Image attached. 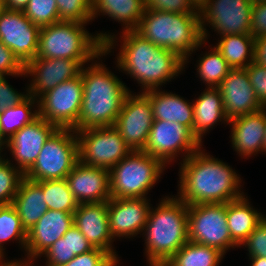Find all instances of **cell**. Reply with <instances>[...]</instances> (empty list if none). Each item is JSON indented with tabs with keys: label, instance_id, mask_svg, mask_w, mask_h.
Listing matches in <instances>:
<instances>
[{
	"label": "cell",
	"instance_id": "obj_1",
	"mask_svg": "<svg viewBox=\"0 0 266 266\" xmlns=\"http://www.w3.org/2000/svg\"><path fill=\"white\" fill-rule=\"evenodd\" d=\"M177 195L187 205L227 203L244 196L241 178L220 159L201 148L181 162Z\"/></svg>",
	"mask_w": 266,
	"mask_h": 266
},
{
	"label": "cell",
	"instance_id": "obj_2",
	"mask_svg": "<svg viewBox=\"0 0 266 266\" xmlns=\"http://www.w3.org/2000/svg\"><path fill=\"white\" fill-rule=\"evenodd\" d=\"M120 37L123 44L117 66L136 79L143 92L159 89L183 71L184 59L176 52L157 47L135 30L122 32Z\"/></svg>",
	"mask_w": 266,
	"mask_h": 266
},
{
	"label": "cell",
	"instance_id": "obj_3",
	"mask_svg": "<svg viewBox=\"0 0 266 266\" xmlns=\"http://www.w3.org/2000/svg\"><path fill=\"white\" fill-rule=\"evenodd\" d=\"M96 62L81 68L83 99L78 130L114 126L125 98L132 92L102 63Z\"/></svg>",
	"mask_w": 266,
	"mask_h": 266
},
{
	"label": "cell",
	"instance_id": "obj_4",
	"mask_svg": "<svg viewBox=\"0 0 266 266\" xmlns=\"http://www.w3.org/2000/svg\"><path fill=\"white\" fill-rule=\"evenodd\" d=\"M143 231L149 266H163L189 241L188 205L177 196H166L150 208Z\"/></svg>",
	"mask_w": 266,
	"mask_h": 266
},
{
	"label": "cell",
	"instance_id": "obj_5",
	"mask_svg": "<svg viewBox=\"0 0 266 266\" xmlns=\"http://www.w3.org/2000/svg\"><path fill=\"white\" fill-rule=\"evenodd\" d=\"M87 23L59 21L40 28L36 57L50 59L94 60L110 53L116 36L105 33L92 35ZM100 56V57H99Z\"/></svg>",
	"mask_w": 266,
	"mask_h": 266
},
{
	"label": "cell",
	"instance_id": "obj_6",
	"mask_svg": "<svg viewBox=\"0 0 266 266\" xmlns=\"http://www.w3.org/2000/svg\"><path fill=\"white\" fill-rule=\"evenodd\" d=\"M157 47L176 52L188 63L189 55L202 47L200 13H171L146 9L135 30Z\"/></svg>",
	"mask_w": 266,
	"mask_h": 266
},
{
	"label": "cell",
	"instance_id": "obj_7",
	"mask_svg": "<svg viewBox=\"0 0 266 266\" xmlns=\"http://www.w3.org/2000/svg\"><path fill=\"white\" fill-rule=\"evenodd\" d=\"M164 169L165 164L158 158L142 150L131 151L109 170L111 197L147 198Z\"/></svg>",
	"mask_w": 266,
	"mask_h": 266
},
{
	"label": "cell",
	"instance_id": "obj_8",
	"mask_svg": "<svg viewBox=\"0 0 266 266\" xmlns=\"http://www.w3.org/2000/svg\"><path fill=\"white\" fill-rule=\"evenodd\" d=\"M79 161L73 129H57L43 145L35 163L24 173L33 181L66 179Z\"/></svg>",
	"mask_w": 266,
	"mask_h": 266
},
{
	"label": "cell",
	"instance_id": "obj_9",
	"mask_svg": "<svg viewBox=\"0 0 266 266\" xmlns=\"http://www.w3.org/2000/svg\"><path fill=\"white\" fill-rule=\"evenodd\" d=\"M189 241L216 248L223 255L230 247H240L227 225L226 203L188 205Z\"/></svg>",
	"mask_w": 266,
	"mask_h": 266
},
{
	"label": "cell",
	"instance_id": "obj_10",
	"mask_svg": "<svg viewBox=\"0 0 266 266\" xmlns=\"http://www.w3.org/2000/svg\"><path fill=\"white\" fill-rule=\"evenodd\" d=\"M79 161L110 170L132 150L114 126L76 130Z\"/></svg>",
	"mask_w": 266,
	"mask_h": 266
},
{
	"label": "cell",
	"instance_id": "obj_11",
	"mask_svg": "<svg viewBox=\"0 0 266 266\" xmlns=\"http://www.w3.org/2000/svg\"><path fill=\"white\" fill-rule=\"evenodd\" d=\"M83 99V82L80 74L58 84L38 99L39 117L58 129L78 130V118Z\"/></svg>",
	"mask_w": 266,
	"mask_h": 266
},
{
	"label": "cell",
	"instance_id": "obj_12",
	"mask_svg": "<svg viewBox=\"0 0 266 266\" xmlns=\"http://www.w3.org/2000/svg\"><path fill=\"white\" fill-rule=\"evenodd\" d=\"M200 148L202 144L187 126L178 122L154 119L147 143L142 151L158 158L166 165L172 162L180 151L186 154L183 159L185 160Z\"/></svg>",
	"mask_w": 266,
	"mask_h": 266
},
{
	"label": "cell",
	"instance_id": "obj_13",
	"mask_svg": "<svg viewBox=\"0 0 266 266\" xmlns=\"http://www.w3.org/2000/svg\"><path fill=\"white\" fill-rule=\"evenodd\" d=\"M252 4L251 0H209L200 10L203 40L206 41L208 36L206 22L220 37L227 34H250Z\"/></svg>",
	"mask_w": 266,
	"mask_h": 266
},
{
	"label": "cell",
	"instance_id": "obj_14",
	"mask_svg": "<svg viewBox=\"0 0 266 266\" xmlns=\"http://www.w3.org/2000/svg\"><path fill=\"white\" fill-rule=\"evenodd\" d=\"M130 92L124 100L114 127L132 151L143 150L154 122L152 105L143 93Z\"/></svg>",
	"mask_w": 266,
	"mask_h": 266
},
{
	"label": "cell",
	"instance_id": "obj_15",
	"mask_svg": "<svg viewBox=\"0 0 266 266\" xmlns=\"http://www.w3.org/2000/svg\"><path fill=\"white\" fill-rule=\"evenodd\" d=\"M40 27L34 25L23 11L4 9L0 14V41L25 65L39 49Z\"/></svg>",
	"mask_w": 266,
	"mask_h": 266
},
{
	"label": "cell",
	"instance_id": "obj_16",
	"mask_svg": "<svg viewBox=\"0 0 266 266\" xmlns=\"http://www.w3.org/2000/svg\"><path fill=\"white\" fill-rule=\"evenodd\" d=\"M91 61L94 63V60L35 57L24 65L25 75L34 76L26 91L29 96L38 99L44 93L55 88L58 84L77 77L84 64Z\"/></svg>",
	"mask_w": 266,
	"mask_h": 266
},
{
	"label": "cell",
	"instance_id": "obj_17",
	"mask_svg": "<svg viewBox=\"0 0 266 266\" xmlns=\"http://www.w3.org/2000/svg\"><path fill=\"white\" fill-rule=\"evenodd\" d=\"M217 88L228 120L264 108L251 86L246 68L231 69Z\"/></svg>",
	"mask_w": 266,
	"mask_h": 266
},
{
	"label": "cell",
	"instance_id": "obj_18",
	"mask_svg": "<svg viewBox=\"0 0 266 266\" xmlns=\"http://www.w3.org/2000/svg\"><path fill=\"white\" fill-rule=\"evenodd\" d=\"M146 198H113L107 202L110 233L113 238L134 237L143 232L150 212Z\"/></svg>",
	"mask_w": 266,
	"mask_h": 266
},
{
	"label": "cell",
	"instance_id": "obj_19",
	"mask_svg": "<svg viewBox=\"0 0 266 266\" xmlns=\"http://www.w3.org/2000/svg\"><path fill=\"white\" fill-rule=\"evenodd\" d=\"M57 129L54 124L38 117L6 141V148L11 151L17 168L25 173L35 163L43 145Z\"/></svg>",
	"mask_w": 266,
	"mask_h": 266
},
{
	"label": "cell",
	"instance_id": "obj_20",
	"mask_svg": "<svg viewBox=\"0 0 266 266\" xmlns=\"http://www.w3.org/2000/svg\"><path fill=\"white\" fill-rule=\"evenodd\" d=\"M66 180L79 204L108 202L111 199L110 171L107 169L88 166L78 161Z\"/></svg>",
	"mask_w": 266,
	"mask_h": 266
},
{
	"label": "cell",
	"instance_id": "obj_21",
	"mask_svg": "<svg viewBox=\"0 0 266 266\" xmlns=\"http://www.w3.org/2000/svg\"><path fill=\"white\" fill-rule=\"evenodd\" d=\"M74 225L94 248L107 251L117 262V254L112 248L107 202L80 203L73 213Z\"/></svg>",
	"mask_w": 266,
	"mask_h": 266
},
{
	"label": "cell",
	"instance_id": "obj_22",
	"mask_svg": "<svg viewBox=\"0 0 266 266\" xmlns=\"http://www.w3.org/2000/svg\"><path fill=\"white\" fill-rule=\"evenodd\" d=\"M73 213L48 209L27 232V259L35 260L60 239L74 225Z\"/></svg>",
	"mask_w": 266,
	"mask_h": 266
},
{
	"label": "cell",
	"instance_id": "obj_23",
	"mask_svg": "<svg viewBox=\"0 0 266 266\" xmlns=\"http://www.w3.org/2000/svg\"><path fill=\"white\" fill-rule=\"evenodd\" d=\"M231 124L232 145L240 155L249 157L263 152L266 126V108L235 117L228 121Z\"/></svg>",
	"mask_w": 266,
	"mask_h": 266
},
{
	"label": "cell",
	"instance_id": "obj_24",
	"mask_svg": "<svg viewBox=\"0 0 266 266\" xmlns=\"http://www.w3.org/2000/svg\"><path fill=\"white\" fill-rule=\"evenodd\" d=\"M150 100L153 117L157 120L178 122L191 131L194 121L193 102H188L179 95L152 89L143 92Z\"/></svg>",
	"mask_w": 266,
	"mask_h": 266
},
{
	"label": "cell",
	"instance_id": "obj_25",
	"mask_svg": "<svg viewBox=\"0 0 266 266\" xmlns=\"http://www.w3.org/2000/svg\"><path fill=\"white\" fill-rule=\"evenodd\" d=\"M205 90L193 102L194 121L192 133L201 144L203 135L210 128L213 129V125L222 120L224 123L229 121L225 116L220 90L208 87Z\"/></svg>",
	"mask_w": 266,
	"mask_h": 266
},
{
	"label": "cell",
	"instance_id": "obj_26",
	"mask_svg": "<svg viewBox=\"0 0 266 266\" xmlns=\"http://www.w3.org/2000/svg\"><path fill=\"white\" fill-rule=\"evenodd\" d=\"M42 187L33 180L23 178L12 205L15 207L23 228L30 231L48 210Z\"/></svg>",
	"mask_w": 266,
	"mask_h": 266
},
{
	"label": "cell",
	"instance_id": "obj_27",
	"mask_svg": "<svg viewBox=\"0 0 266 266\" xmlns=\"http://www.w3.org/2000/svg\"><path fill=\"white\" fill-rule=\"evenodd\" d=\"M226 217L231 238L241 247L265 216L253 209L248 199L242 196L226 203Z\"/></svg>",
	"mask_w": 266,
	"mask_h": 266
},
{
	"label": "cell",
	"instance_id": "obj_28",
	"mask_svg": "<svg viewBox=\"0 0 266 266\" xmlns=\"http://www.w3.org/2000/svg\"><path fill=\"white\" fill-rule=\"evenodd\" d=\"M144 11V0H93L91 15L93 20L102 13L123 22L125 32L137 29Z\"/></svg>",
	"mask_w": 266,
	"mask_h": 266
},
{
	"label": "cell",
	"instance_id": "obj_29",
	"mask_svg": "<svg viewBox=\"0 0 266 266\" xmlns=\"http://www.w3.org/2000/svg\"><path fill=\"white\" fill-rule=\"evenodd\" d=\"M255 38L250 34H227L215 46L232 69L246 68L254 61Z\"/></svg>",
	"mask_w": 266,
	"mask_h": 266
},
{
	"label": "cell",
	"instance_id": "obj_30",
	"mask_svg": "<svg viewBox=\"0 0 266 266\" xmlns=\"http://www.w3.org/2000/svg\"><path fill=\"white\" fill-rule=\"evenodd\" d=\"M223 256L216 248L188 241L163 266H219Z\"/></svg>",
	"mask_w": 266,
	"mask_h": 266
},
{
	"label": "cell",
	"instance_id": "obj_31",
	"mask_svg": "<svg viewBox=\"0 0 266 266\" xmlns=\"http://www.w3.org/2000/svg\"><path fill=\"white\" fill-rule=\"evenodd\" d=\"M36 102L38 103V99L28 96L19 105L0 112V134L5 141L39 117L38 109L33 112L31 110Z\"/></svg>",
	"mask_w": 266,
	"mask_h": 266
},
{
	"label": "cell",
	"instance_id": "obj_32",
	"mask_svg": "<svg viewBox=\"0 0 266 266\" xmlns=\"http://www.w3.org/2000/svg\"><path fill=\"white\" fill-rule=\"evenodd\" d=\"M43 190L49 210L75 212L79 203L70 191L66 179L36 181Z\"/></svg>",
	"mask_w": 266,
	"mask_h": 266
},
{
	"label": "cell",
	"instance_id": "obj_33",
	"mask_svg": "<svg viewBox=\"0 0 266 266\" xmlns=\"http://www.w3.org/2000/svg\"><path fill=\"white\" fill-rule=\"evenodd\" d=\"M211 50L198 60L197 72L208 88H217L232 68L215 46Z\"/></svg>",
	"mask_w": 266,
	"mask_h": 266
},
{
	"label": "cell",
	"instance_id": "obj_34",
	"mask_svg": "<svg viewBox=\"0 0 266 266\" xmlns=\"http://www.w3.org/2000/svg\"><path fill=\"white\" fill-rule=\"evenodd\" d=\"M11 239L19 240L22 248L26 249L27 232L15 207L12 204L0 205V258L5 257L3 243Z\"/></svg>",
	"mask_w": 266,
	"mask_h": 266
},
{
	"label": "cell",
	"instance_id": "obj_35",
	"mask_svg": "<svg viewBox=\"0 0 266 266\" xmlns=\"http://www.w3.org/2000/svg\"><path fill=\"white\" fill-rule=\"evenodd\" d=\"M6 159L0 163V205L12 204L24 173Z\"/></svg>",
	"mask_w": 266,
	"mask_h": 266
},
{
	"label": "cell",
	"instance_id": "obj_36",
	"mask_svg": "<svg viewBox=\"0 0 266 266\" xmlns=\"http://www.w3.org/2000/svg\"><path fill=\"white\" fill-rule=\"evenodd\" d=\"M23 13L40 28L60 21L56 0H29Z\"/></svg>",
	"mask_w": 266,
	"mask_h": 266
},
{
	"label": "cell",
	"instance_id": "obj_37",
	"mask_svg": "<svg viewBox=\"0 0 266 266\" xmlns=\"http://www.w3.org/2000/svg\"><path fill=\"white\" fill-rule=\"evenodd\" d=\"M93 0H56L60 21L88 23Z\"/></svg>",
	"mask_w": 266,
	"mask_h": 266
},
{
	"label": "cell",
	"instance_id": "obj_38",
	"mask_svg": "<svg viewBox=\"0 0 266 266\" xmlns=\"http://www.w3.org/2000/svg\"><path fill=\"white\" fill-rule=\"evenodd\" d=\"M117 262L107 251L94 248L93 250L76 255L62 266H117Z\"/></svg>",
	"mask_w": 266,
	"mask_h": 266
},
{
	"label": "cell",
	"instance_id": "obj_39",
	"mask_svg": "<svg viewBox=\"0 0 266 266\" xmlns=\"http://www.w3.org/2000/svg\"><path fill=\"white\" fill-rule=\"evenodd\" d=\"M146 9L171 13H200L191 0H144Z\"/></svg>",
	"mask_w": 266,
	"mask_h": 266
},
{
	"label": "cell",
	"instance_id": "obj_40",
	"mask_svg": "<svg viewBox=\"0 0 266 266\" xmlns=\"http://www.w3.org/2000/svg\"><path fill=\"white\" fill-rule=\"evenodd\" d=\"M241 245L248 248L249 257H266V216Z\"/></svg>",
	"mask_w": 266,
	"mask_h": 266
},
{
	"label": "cell",
	"instance_id": "obj_41",
	"mask_svg": "<svg viewBox=\"0 0 266 266\" xmlns=\"http://www.w3.org/2000/svg\"><path fill=\"white\" fill-rule=\"evenodd\" d=\"M246 72L259 103L266 108V66L253 61Z\"/></svg>",
	"mask_w": 266,
	"mask_h": 266
},
{
	"label": "cell",
	"instance_id": "obj_42",
	"mask_svg": "<svg viewBox=\"0 0 266 266\" xmlns=\"http://www.w3.org/2000/svg\"><path fill=\"white\" fill-rule=\"evenodd\" d=\"M42 255L47 258V266H62L75 257L69 256L68 236H62Z\"/></svg>",
	"mask_w": 266,
	"mask_h": 266
},
{
	"label": "cell",
	"instance_id": "obj_43",
	"mask_svg": "<svg viewBox=\"0 0 266 266\" xmlns=\"http://www.w3.org/2000/svg\"><path fill=\"white\" fill-rule=\"evenodd\" d=\"M22 76L24 73V65L13 54L12 50L6 47L0 41V76Z\"/></svg>",
	"mask_w": 266,
	"mask_h": 266
},
{
	"label": "cell",
	"instance_id": "obj_44",
	"mask_svg": "<svg viewBox=\"0 0 266 266\" xmlns=\"http://www.w3.org/2000/svg\"><path fill=\"white\" fill-rule=\"evenodd\" d=\"M250 35L255 39L266 36V2L252 4Z\"/></svg>",
	"mask_w": 266,
	"mask_h": 266
},
{
	"label": "cell",
	"instance_id": "obj_45",
	"mask_svg": "<svg viewBox=\"0 0 266 266\" xmlns=\"http://www.w3.org/2000/svg\"><path fill=\"white\" fill-rule=\"evenodd\" d=\"M7 81L5 76H0V112L11 106L19 105L29 96L28 92L18 93Z\"/></svg>",
	"mask_w": 266,
	"mask_h": 266
},
{
	"label": "cell",
	"instance_id": "obj_46",
	"mask_svg": "<svg viewBox=\"0 0 266 266\" xmlns=\"http://www.w3.org/2000/svg\"><path fill=\"white\" fill-rule=\"evenodd\" d=\"M63 236H68L69 256L84 254L94 249L75 225Z\"/></svg>",
	"mask_w": 266,
	"mask_h": 266
},
{
	"label": "cell",
	"instance_id": "obj_47",
	"mask_svg": "<svg viewBox=\"0 0 266 266\" xmlns=\"http://www.w3.org/2000/svg\"><path fill=\"white\" fill-rule=\"evenodd\" d=\"M254 62L266 66V36L255 39Z\"/></svg>",
	"mask_w": 266,
	"mask_h": 266
},
{
	"label": "cell",
	"instance_id": "obj_48",
	"mask_svg": "<svg viewBox=\"0 0 266 266\" xmlns=\"http://www.w3.org/2000/svg\"><path fill=\"white\" fill-rule=\"evenodd\" d=\"M29 0H6L5 9L14 11H23L27 6Z\"/></svg>",
	"mask_w": 266,
	"mask_h": 266
},
{
	"label": "cell",
	"instance_id": "obj_49",
	"mask_svg": "<svg viewBox=\"0 0 266 266\" xmlns=\"http://www.w3.org/2000/svg\"><path fill=\"white\" fill-rule=\"evenodd\" d=\"M2 260L3 258H0V266H33L32 265L33 259L27 260L24 258L25 261H21V260L12 261L11 260V262L10 261L5 262L6 260H3V261Z\"/></svg>",
	"mask_w": 266,
	"mask_h": 266
},
{
	"label": "cell",
	"instance_id": "obj_50",
	"mask_svg": "<svg viewBox=\"0 0 266 266\" xmlns=\"http://www.w3.org/2000/svg\"><path fill=\"white\" fill-rule=\"evenodd\" d=\"M251 266H266V257H250Z\"/></svg>",
	"mask_w": 266,
	"mask_h": 266
},
{
	"label": "cell",
	"instance_id": "obj_51",
	"mask_svg": "<svg viewBox=\"0 0 266 266\" xmlns=\"http://www.w3.org/2000/svg\"><path fill=\"white\" fill-rule=\"evenodd\" d=\"M194 7L200 11L209 2V0H191Z\"/></svg>",
	"mask_w": 266,
	"mask_h": 266
},
{
	"label": "cell",
	"instance_id": "obj_52",
	"mask_svg": "<svg viewBox=\"0 0 266 266\" xmlns=\"http://www.w3.org/2000/svg\"><path fill=\"white\" fill-rule=\"evenodd\" d=\"M5 144H6V141L5 140H0V154L2 152V149H4V148H2V146L3 147L6 146ZM3 161H5V159L2 158L1 155H0V163H2Z\"/></svg>",
	"mask_w": 266,
	"mask_h": 266
},
{
	"label": "cell",
	"instance_id": "obj_53",
	"mask_svg": "<svg viewBox=\"0 0 266 266\" xmlns=\"http://www.w3.org/2000/svg\"><path fill=\"white\" fill-rule=\"evenodd\" d=\"M263 152L266 153V126H265V139H264V143H263Z\"/></svg>",
	"mask_w": 266,
	"mask_h": 266
},
{
	"label": "cell",
	"instance_id": "obj_54",
	"mask_svg": "<svg viewBox=\"0 0 266 266\" xmlns=\"http://www.w3.org/2000/svg\"><path fill=\"white\" fill-rule=\"evenodd\" d=\"M253 3H256V2H266V0H251Z\"/></svg>",
	"mask_w": 266,
	"mask_h": 266
},
{
	"label": "cell",
	"instance_id": "obj_55",
	"mask_svg": "<svg viewBox=\"0 0 266 266\" xmlns=\"http://www.w3.org/2000/svg\"><path fill=\"white\" fill-rule=\"evenodd\" d=\"M5 9V7L0 3V14Z\"/></svg>",
	"mask_w": 266,
	"mask_h": 266
},
{
	"label": "cell",
	"instance_id": "obj_56",
	"mask_svg": "<svg viewBox=\"0 0 266 266\" xmlns=\"http://www.w3.org/2000/svg\"><path fill=\"white\" fill-rule=\"evenodd\" d=\"M6 0H0V3L4 6L5 5Z\"/></svg>",
	"mask_w": 266,
	"mask_h": 266
}]
</instances>
